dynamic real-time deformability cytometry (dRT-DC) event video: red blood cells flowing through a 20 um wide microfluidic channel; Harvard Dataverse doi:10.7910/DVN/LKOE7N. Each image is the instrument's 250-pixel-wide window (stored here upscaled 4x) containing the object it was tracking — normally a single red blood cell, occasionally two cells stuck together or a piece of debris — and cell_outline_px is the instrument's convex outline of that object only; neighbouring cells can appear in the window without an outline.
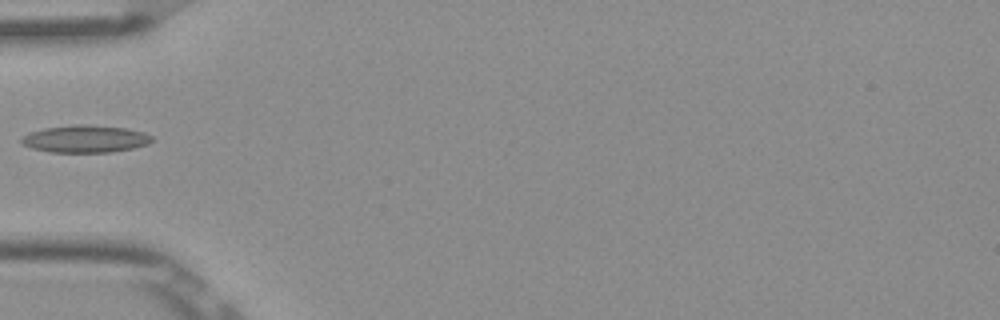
{"species": "Egyptian fruit bat (a non-hibernating species)", "species_latin": "Rousettus aegyptiacus", "temperature_condition": "room temperature", "stored_images_in_passage": 35, "camera_frame_rate_fps": 3000, "um_per_image_px": 0.085, "frame": {"image": 1, "passage_image": 1, "time_ms": 0.0, "image_size_px": [1000, 320], "cell_outline_px": [[152, 140], [148, 144], [132, 148], [112, 152], [52, 152], [32, 148], [24, 144], [20, 140], [20, 136], [28, 132], [44, 128], [72, 124], [88, 124], [128, 128], [144, 132], [152, 136]], "centroid_in_image_um": [7.23, 11.79], "position_along_channel_um": 77.8, "area_um2": 20.98}}
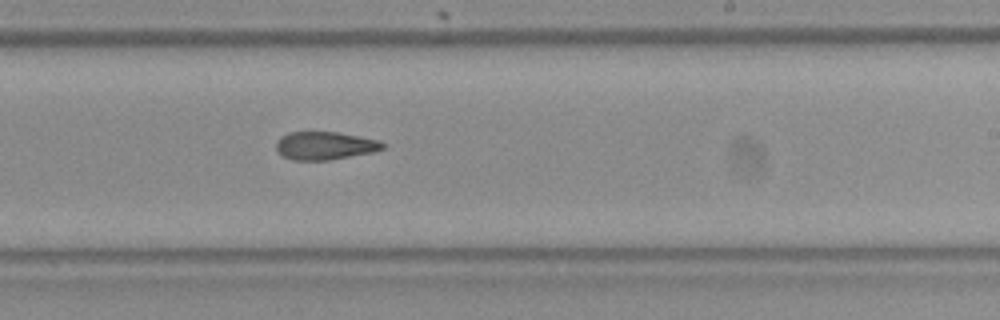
{"frame": {"image": 2, "passage_image": 15, "time_ms": 4.667, "image_size_px": [1000, 320], "cell_outline_px": [[388, 144], [384, 148], [372, 152], [328, 160], [292, 160], [276, 152], [276, 140], [280, 136], [288, 132], [336, 132], [380, 140]], "centroid_in_image_um": [27.6, 12.37], "position_along_channel_um": 261.4, "area_um2": 17.51}}
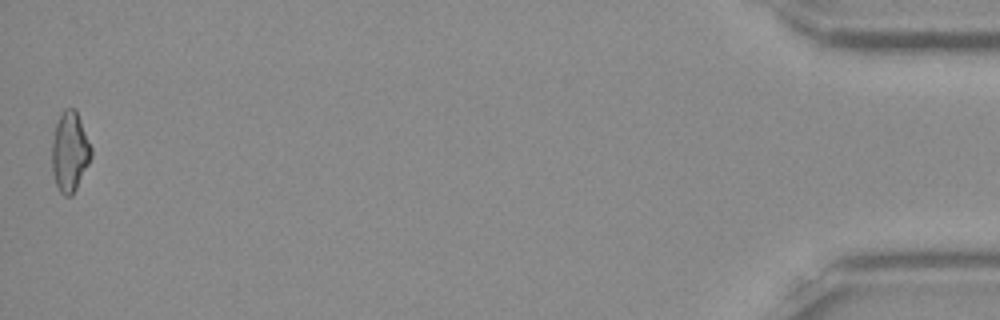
{"frame": {"image": 3, "passage_image": 35, "time_ms": 11.333, "image_size_px": [1000, 320], "cell_outline_px": [[92, 156], [72, 196], [64, 196], [60, 192], [56, 184], [52, 172], [52, 140], [56, 124], [64, 108], [76, 108], [92, 148]], "centroid_in_image_um": [5.93, 12.88], "position_along_channel_um": 429.3, "area_um2": 18.26}}